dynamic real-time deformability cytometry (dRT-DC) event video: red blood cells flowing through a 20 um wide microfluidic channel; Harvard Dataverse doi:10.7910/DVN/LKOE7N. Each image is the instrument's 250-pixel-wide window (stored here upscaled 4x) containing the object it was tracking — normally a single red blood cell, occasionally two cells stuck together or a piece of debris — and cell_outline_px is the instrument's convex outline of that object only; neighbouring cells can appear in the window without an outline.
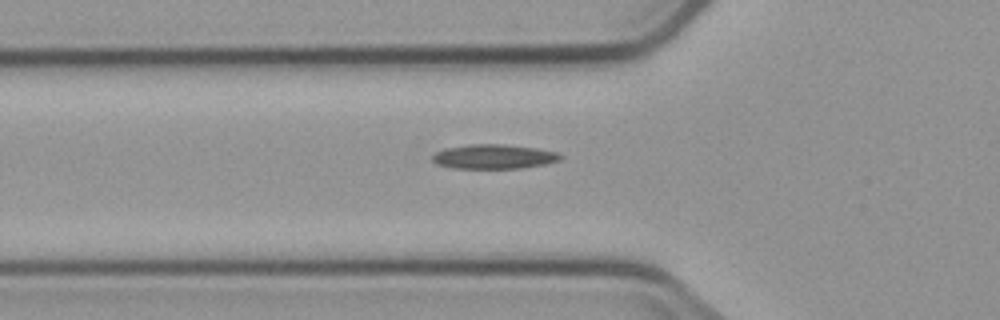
{"species": "common noctule bat (a hibernating species)", "species_latin": "Nyctalus noctula", "temperature_condition": "cold", "stored_images_in_passage": 5, "camera_frame_rate_fps": 3000, "um_per_image_px": 0.085, "animal": {"sex": "male", "body_mass_g": 23.1, "forearm_length_mm": 52.7}, "frame": {"image": 1, "passage_image": 5, "time_ms": 5.667, "image_size_px": [1000, 320], "cell_outline_px": [[564, 156], [560, 160], [544, 164], [520, 168], [452, 168], [436, 164], [432, 160], [432, 156], [436, 152], [448, 148], [468, 144], [504, 144], [536, 148], [560, 152]], "centroid_in_image_um": [42.01, 13.31], "position_along_channel_um": 83.8, "area_um2": 18.26}}